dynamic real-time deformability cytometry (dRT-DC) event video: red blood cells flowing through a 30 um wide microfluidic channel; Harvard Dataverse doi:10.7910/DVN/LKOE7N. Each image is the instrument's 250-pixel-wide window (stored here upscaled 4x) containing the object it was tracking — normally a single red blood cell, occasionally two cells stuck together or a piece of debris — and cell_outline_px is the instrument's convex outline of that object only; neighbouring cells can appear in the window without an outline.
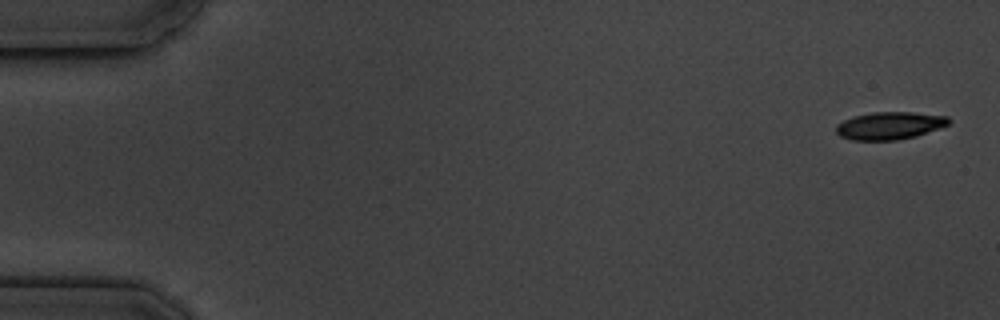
{"species": "common noctule bat (a hibernating species)", "species_latin": "Nyctalus noctula", "temperature_condition": "cold", "stored_images_in_passage": 6, "segment_of_instrument_passage": [1, 2], "camera_frame_rate_fps": 3000, "um_per_image_px": 0.085, "animal": {"sex": "male", "body_mass_g": 19.5, "forearm_length_mm": 54.6}, "frame": {"image": 1, "passage_image": 1, "time_ms": 0.0, "image_size_px": [1000, 320], "cell_outline_px": [[952, 120], [948, 124], [940, 128], [916, 136], [896, 140], [852, 140], [840, 136], [836, 132], [836, 124], [844, 120], [856, 116], [872, 112], [912, 112], [948, 116]], "centroid_in_image_um": [75.64, 10.68], "position_along_channel_um": 9.4, "area_um2": 18.09}}
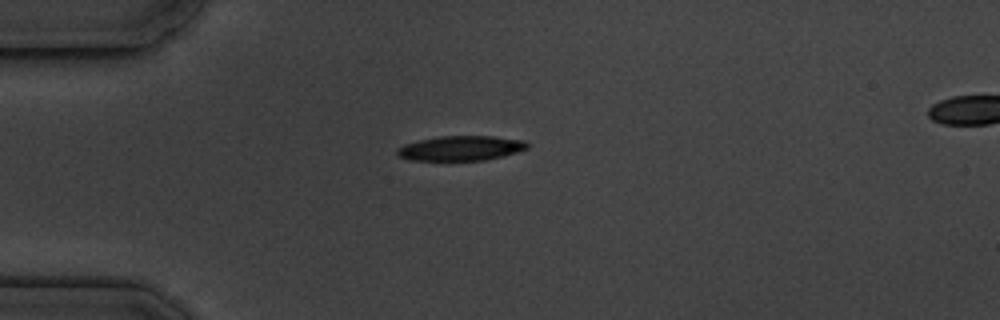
{"frame": {"image": 2, "passage_image": 5, "time_ms": 4.333, "image_size_px": [1000, 320], "cell_outline_px": [[528, 148], [504, 156], [484, 160], [412, 160], [400, 156], [396, 152], [396, 148], [404, 144], [420, 140], [440, 136], [496, 136], [524, 140], [528, 144]], "centroid_in_image_um": [39.19, 12.59], "position_along_channel_um": 45.8, "area_um2": 18.73}}